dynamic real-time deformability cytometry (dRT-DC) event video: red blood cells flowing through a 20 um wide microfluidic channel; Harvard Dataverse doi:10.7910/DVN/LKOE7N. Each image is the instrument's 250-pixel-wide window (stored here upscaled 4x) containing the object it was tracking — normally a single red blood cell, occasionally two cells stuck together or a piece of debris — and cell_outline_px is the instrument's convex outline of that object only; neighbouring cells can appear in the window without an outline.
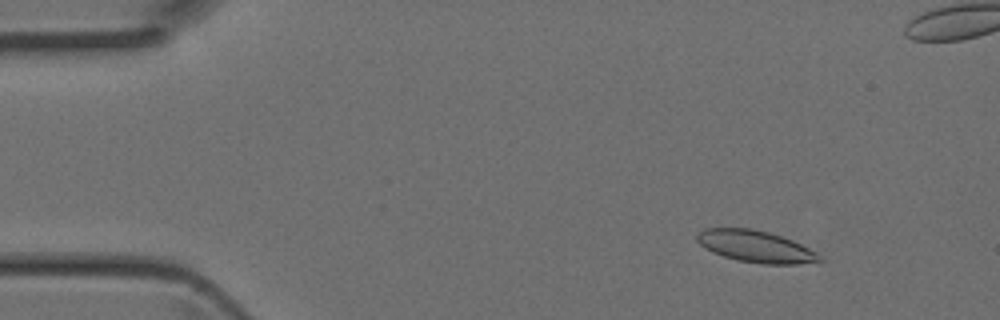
{"species": "Egyptian fruit bat (a non-hibernating species)", "species_latin": "Rousettus aegyptiacus", "temperature_condition": "room temperature", "stored_images_in_passage": 46, "camera_frame_rate_fps": 3000, "um_per_image_px": 0.085, "animal": {"sex": "female"}, "frame": {"image": 1, "passage_image": 6, "time_ms": 1.667, "image_size_px": [1000, 320], "cell_outline_px": [[824, 260], [796, 264], [764, 264], [736, 260], [712, 252], [700, 244], [696, 240], [696, 236], [704, 228], [752, 228], [768, 232], [792, 240], [816, 252]], "centroid_in_image_um": [64.21, 20.94], "position_along_channel_um": 20.8, "area_um2": 22.48}}
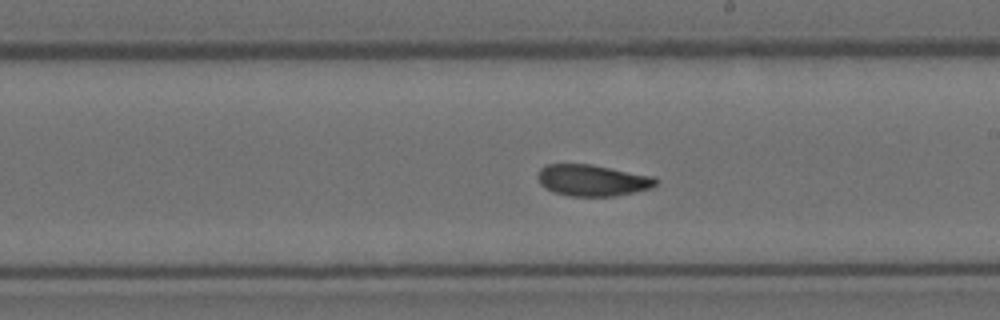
{"frame": {"image": 2, "passage_image": 26, "time_ms": 8.333, "image_size_px": [1000, 320], "cell_outline_px": [[660, 180], [652, 188], [616, 196], [568, 196], [544, 188], [540, 184], [536, 176], [540, 168], [548, 164], [592, 164], [656, 176]], "centroid_in_image_um": [50.39, 15.32], "position_along_channel_um": 238.6, "area_um2": 21.96}}
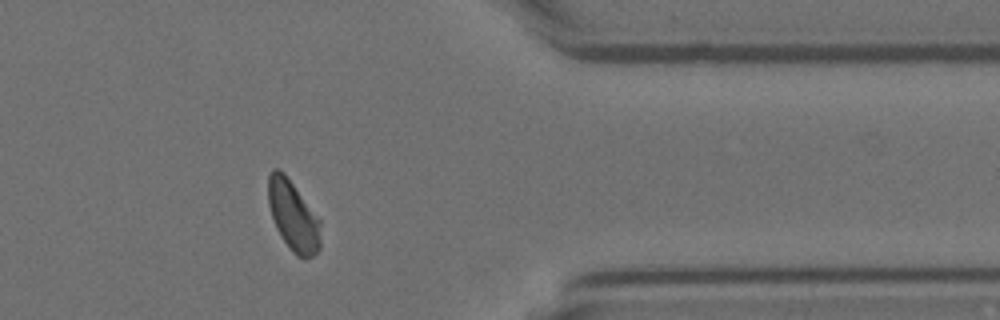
{"frame": {"image": 3, "passage_image": 37, "time_ms": 12.0, "image_size_px": [1000, 320], "cell_outline_px": [[320, 248], [312, 256], [296, 256], [292, 252], [276, 228], [268, 204], [268, 176], [272, 168], [280, 168], [284, 172], [320, 220]], "centroid_in_image_um": [24.9, 18.3], "position_along_channel_um": 386.5, "area_um2": 21.15}}